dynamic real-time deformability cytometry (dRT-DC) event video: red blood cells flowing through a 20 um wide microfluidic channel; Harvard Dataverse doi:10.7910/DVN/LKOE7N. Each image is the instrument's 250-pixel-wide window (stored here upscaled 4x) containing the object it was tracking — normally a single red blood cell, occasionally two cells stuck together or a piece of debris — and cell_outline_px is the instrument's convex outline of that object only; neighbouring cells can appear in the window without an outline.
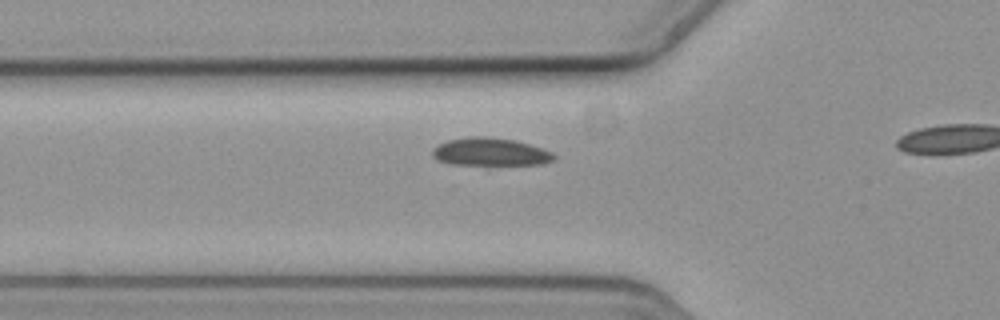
{"species": "common noctule bat (a hibernating species)", "species_latin": "Nyctalus noctula", "temperature_condition": "cold", "stored_images_in_passage": 15, "camera_frame_rate_fps": 3000, "um_per_image_px": 0.085, "animal": {"sex": "female", "body_mass_g": 19.3, "forearm_length_mm": 54.1}, "frame": {"image": 1, "passage_image": 13, "time_ms": 4.0, "image_size_px": [1000, 320], "cell_outline_px": [[556, 160], [544, 164], [488, 168], [448, 164], [436, 160], [432, 156], [432, 148], [448, 140], [468, 136], [484, 136], [516, 140], [544, 148], [552, 152], [556, 156]], "centroid_in_image_um": [41.71, 12.98], "position_along_channel_um": 84.1, "area_um2": 21.33}}